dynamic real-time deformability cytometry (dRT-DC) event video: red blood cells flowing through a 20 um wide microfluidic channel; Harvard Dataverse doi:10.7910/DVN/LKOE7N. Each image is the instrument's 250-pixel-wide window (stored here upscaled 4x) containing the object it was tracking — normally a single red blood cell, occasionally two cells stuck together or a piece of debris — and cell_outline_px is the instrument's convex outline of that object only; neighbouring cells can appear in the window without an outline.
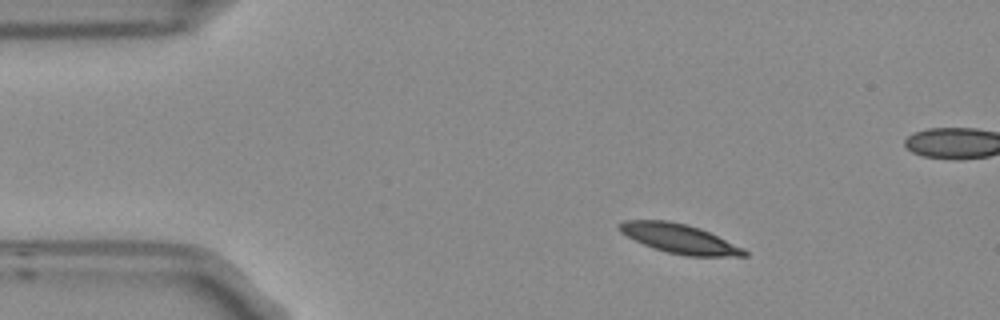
{"species": "Egyptian fruit bat (a non-hibernating species)", "species_latin": "Rousettus aegyptiacus", "temperature_condition": "room temperature", "stored_images_in_passage": 5, "camera_frame_rate_fps": 3000, "um_per_image_px": 0.085, "frame": {"image": 1, "passage_image": 2, "time_ms": 0.333, "image_size_px": [1000, 320], "cell_outline_px": [[748, 256], [688, 256], [668, 252], [652, 248], [620, 232], [616, 224], [624, 220], [668, 220], [688, 224], [700, 228], [744, 248], [748, 252]], "centroid_in_image_um": [57.74, 20.27], "position_along_channel_um": 27.3, "area_um2": 21.33}}